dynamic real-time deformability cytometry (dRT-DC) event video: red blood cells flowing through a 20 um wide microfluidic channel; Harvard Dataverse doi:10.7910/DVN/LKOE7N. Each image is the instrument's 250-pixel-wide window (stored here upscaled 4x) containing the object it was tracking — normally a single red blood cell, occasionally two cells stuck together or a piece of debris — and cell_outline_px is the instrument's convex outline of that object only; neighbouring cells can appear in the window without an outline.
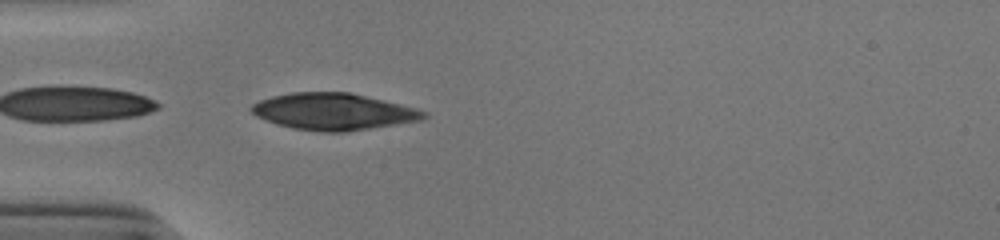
{"species": "human", "species_latin": "Homo sapiens", "temperature_condition": "cold", "stored_images_in_passage": 37, "camera_frame_rate_fps": 3000, "um_per_image_px": 0.085, "donor": {"sex": "male"}, "frame": {"image": 1, "passage_image": 1, "time_ms": 0.0, "image_size_px": [1000, 240], "cell_outline_px": [[428, 116], [420, 120], [344, 132], [320, 132], [292, 128], [276, 124], [256, 116], [248, 108], [252, 104], [260, 100], [272, 96], [292, 92], [348, 92], [416, 108], [428, 112]], "centroid_in_image_um": [28.29, 9.49], "position_along_channel_um": 56.7, "area_um2": 36.65}}
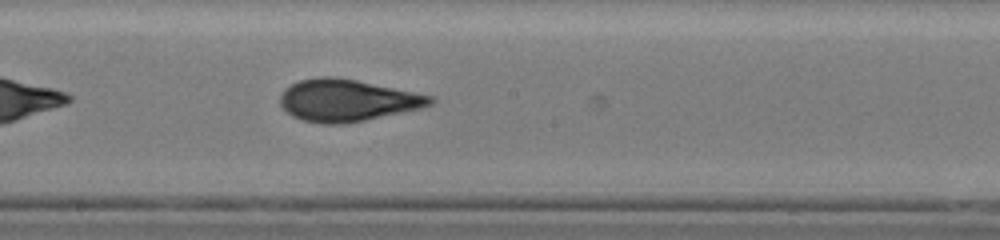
{"frame": {"image": 2, "passage_image": 14, "time_ms": 4.333, "image_size_px": [1000, 240], "cell_outline_px": [[436, 100], [432, 104], [420, 108], [364, 120], [344, 124], [324, 124], [304, 120], [292, 116], [280, 104], [280, 92], [284, 88], [300, 80], [320, 76], [332, 76], [356, 80], [432, 96]], "centroid_in_image_um": [29.47, 8.52], "position_along_channel_um": 218.7, "area_um2": 36.36}}
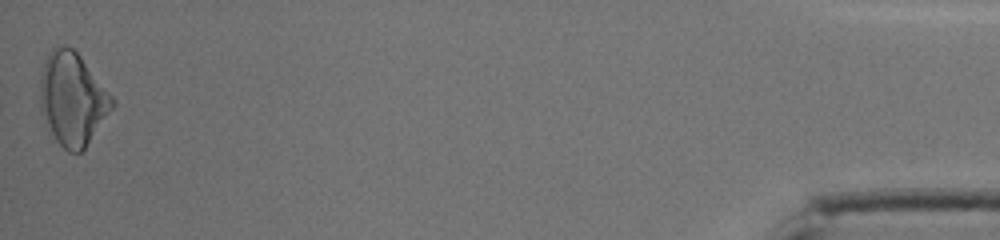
{"frame": {"image": 3, "passage_image": 37, "time_ms": 12.0, "image_size_px": [1000, 240], "cell_outline_px": [[116, 104], [84, 148], [80, 152], [68, 152], [56, 140], [44, 124], [40, 112], [40, 72], [48, 52], [56, 44], [64, 44], [72, 48], [80, 56], [116, 100]], "centroid_in_image_um": [6.13, 8.38], "position_along_channel_um": 429.1, "area_um2": 39.3}, "authors_computed_cell_mechanics": {"area_um2": 35.9516, "velocity_mm_per_s": 3.9074, "shape_relaxation_time_tau1_ms": 5.249, "shape_relaxation_time_tau2_ms": 1.4635, "deformation_change_tau1": 0.1908, "deformation_change_tau2": 0.0704}}